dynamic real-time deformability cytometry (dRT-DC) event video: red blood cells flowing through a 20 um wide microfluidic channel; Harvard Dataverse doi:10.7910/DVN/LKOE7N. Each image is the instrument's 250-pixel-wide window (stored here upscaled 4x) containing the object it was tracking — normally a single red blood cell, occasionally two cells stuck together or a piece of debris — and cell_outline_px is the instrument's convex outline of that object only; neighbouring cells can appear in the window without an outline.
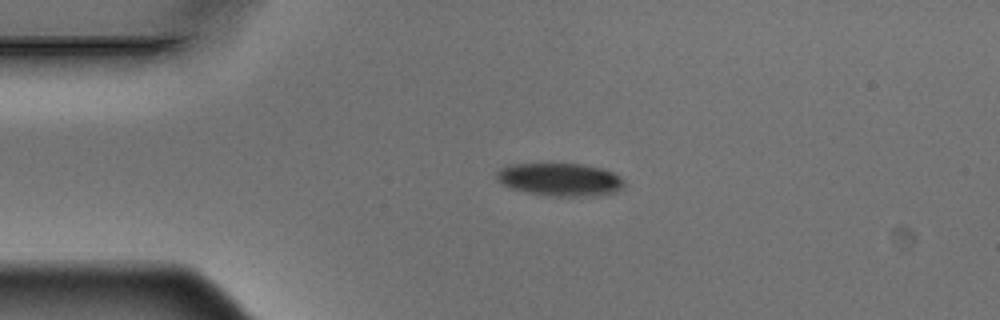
{"species": "Egyptian fruit bat (a non-hibernating species)", "species_latin": "Rousettus aegyptiacus", "temperature_condition": "warm", "stored_images_in_passage": 3, "camera_frame_rate_fps": 3000, "um_per_image_px": 0.085, "animal": {"sex": "male"}, "frame": {"image": 1, "passage_image": 2, "time_ms": 0.333, "image_size_px": [1000, 320], "cell_outline_px": [[624, 188], [616, 192], [596, 196], [552, 196], [528, 192], [512, 188], [496, 180], [496, 172], [500, 168], [512, 164], [584, 164], [600, 168], [612, 172], [620, 176], [624, 180]], "centroid_in_image_um": [47.64, 15.26], "position_along_channel_um": 37.4, "area_um2": 24.45}}